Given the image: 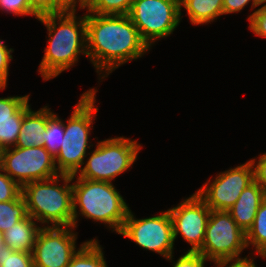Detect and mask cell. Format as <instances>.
Returning <instances> with one entry per match:
<instances>
[{
    "label": "cell",
    "mask_w": 266,
    "mask_h": 267,
    "mask_svg": "<svg viewBox=\"0 0 266 267\" xmlns=\"http://www.w3.org/2000/svg\"><path fill=\"white\" fill-rule=\"evenodd\" d=\"M86 13L87 58L99 80L150 50L128 15Z\"/></svg>",
    "instance_id": "cell-1"
},
{
    "label": "cell",
    "mask_w": 266,
    "mask_h": 267,
    "mask_svg": "<svg viewBox=\"0 0 266 267\" xmlns=\"http://www.w3.org/2000/svg\"><path fill=\"white\" fill-rule=\"evenodd\" d=\"M38 21L47 28L49 38L38 69L44 81L70 69L80 54L87 57L86 14L82 17H77L76 12L46 14Z\"/></svg>",
    "instance_id": "cell-2"
},
{
    "label": "cell",
    "mask_w": 266,
    "mask_h": 267,
    "mask_svg": "<svg viewBox=\"0 0 266 267\" xmlns=\"http://www.w3.org/2000/svg\"><path fill=\"white\" fill-rule=\"evenodd\" d=\"M76 176L72 175L73 227L77 228L78 216L82 215L86 219L108 225L106 227L119 234L130 209L122 195L111 182L88 180L78 176L76 179Z\"/></svg>",
    "instance_id": "cell-3"
},
{
    "label": "cell",
    "mask_w": 266,
    "mask_h": 267,
    "mask_svg": "<svg viewBox=\"0 0 266 267\" xmlns=\"http://www.w3.org/2000/svg\"><path fill=\"white\" fill-rule=\"evenodd\" d=\"M63 181L60 185L59 181ZM72 175L59 174L56 177L33 181L22 186L28 215L45 224L44 227L73 226ZM52 224V225H49Z\"/></svg>",
    "instance_id": "cell-4"
},
{
    "label": "cell",
    "mask_w": 266,
    "mask_h": 267,
    "mask_svg": "<svg viewBox=\"0 0 266 267\" xmlns=\"http://www.w3.org/2000/svg\"><path fill=\"white\" fill-rule=\"evenodd\" d=\"M97 91L95 88H91L84 92L67 123H64L62 145L54 157L56 168L60 174L77 175L88 156L87 150H90L91 146L93 147V144H89V135L98 112V108L95 106Z\"/></svg>",
    "instance_id": "cell-5"
},
{
    "label": "cell",
    "mask_w": 266,
    "mask_h": 267,
    "mask_svg": "<svg viewBox=\"0 0 266 267\" xmlns=\"http://www.w3.org/2000/svg\"><path fill=\"white\" fill-rule=\"evenodd\" d=\"M138 140L126 137L109 138L97 142L84 167L80 168L79 178L111 182L121 173L130 169L142 148Z\"/></svg>",
    "instance_id": "cell-6"
},
{
    "label": "cell",
    "mask_w": 266,
    "mask_h": 267,
    "mask_svg": "<svg viewBox=\"0 0 266 267\" xmlns=\"http://www.w3.org/2000/svg\"><path fill=\"white\" fill-rule=\"evenodd\" d=\"M246 248V233L236 224L230 213L225 210H211L204 242L198 253L213 261L217 267L227 262L248 259L249 255L244 258L240 256Z\"/></svg>",
    "instance_id": "cell-7"
},
{
    "label": "cell",
    "mask_w": 266,
    "mask_h": 267,
    "mask_svg": "<svg viewBox=\"0 0 266 267\" xmlns=\"http://www.w3.org/2000/svg\"><path fill=\"white\" fill-rule=\"evenodd\" d=\"M181 15L180 0H133L128 13L149 48L174 32Z\"/></svg>",
    "instance_id": "cell-8"
},
{
    "label": "cell",
    "mask_w": 266,
    "mask_h": 267,
    "mask_svg": "<svg viewBox=\"0 0 266 267\" xmlns=\"http://www.w3.org/2000/svg\"><path fill=\"white\" fill-rule=\"evenodd\" d=\"M119 234L170 262L174 259L173 224L168 210L153 217L136 219L129 209Z\"/></svg>",
    "instance_id": "cell-9"
},
{
    "label": "cell",
    "mask_w": 266,
    "mask_h": 267,
    "mask_svg": "<svg viewBox=\"0 0 266 267\" xmlns=\"http://www.w3.org/2000/svg\"><path fill=\"white\" fill-rule=\"evenodd\" d=\"M3 171L21 187L29 182L58 176L55 158L44 146L5 148Z\"/></svg>",
    "instance_id": "cell-10"
},
{
    "label": "cell",
    "mask_w": 266,
    "mask_h": 267,
    "mask_svg": "<svg viewBox=\"0 0 266 267\" xmlns=\"http://www.w3.org/2000/svg\"><path fill=\"white\" fill-rule=\"evenodd\" d=\"M211 178L196 192L214 211H227L239 198L242 191L254 181V168L249 160Z\"/></svg>",
    "instance_id": "cell-11"
},
{
    "label": "cell",
    "mask_w": 266,
    "mask_h": 267,
    "mask_svg": "<svg viewBox=\"0 0 266 267\" xmlns=\"http://www.w3.org/2000/svg\"><path fill=\"white\" fill-rule=\"evenodd\" d=\"M168 211L173 224L174 241L181 234L183 240L192 246L187 252H199L211 214L206 202L195 192Z\"/></svg>",
    "instance_id": "cell-12"
},
{
    "label": "cell",
    "mask_w": 266,
    "mask_h": 267,
    "mask_svg": "<svg viewBox=\"0 0 266 267\" xmlns=\"http://www.w3.org/2000/svg\"><path fill=\"white\" fill-rule=\"evenodd\" d=\"M73 230V226H42L32 251L33 266L66 267L79 249L76 247L77 234Z\"/></svg>",
    "instance_id": "cell-13"
},
{
    "label": "cell",
    "mask_w": 266,
    "mask_h": 267,
    "mask_svg": "<svg viewBox=\"0 0 266 267\" xmlns=\"http://www.w3.org/2000/svg\"><path fill=\"white\" fill-rule=\"evenodd\" d=\"M265 198L264 190L254 180L242 191L234 205L227 210L245 233L252 227L257 210Z\"/></svg>",
    "instance_id": "cell-14"
},
{
    "label": "cell",
    "mask_w": 266,
    "mask_h": 267,
    "mask_svg": "<svg viewBox=\"0 0 266 267\" xmlns=\"http://www.w3.org/2000/svg\"><path fill=\"white\" fill-rule=\"evenodd\" d=\"M47 127V106L34 111L29 107L23 116L16 147L30 148L43 146V131Z\"/></svg>",
    "instance_id": "cell-15"
},
{
    "label": "cell",
    "mask_w": 266,
    "mask_h": 267,
    "mask_svg": "<svg viewBox=\"0 0 266 267\" xmlns=\"http://www.w3.org/2000/svg\"><path fill=\"white\" fill-rule=\"evenodd\" d=\"M41 228L42 226L39 227L36 220L28 215L3 232L4 244L13 251L32 253Z\"/></svg>",
    "instance_id": "cell-16"
},
{
    "label": "cell",
    "mask_w": 266,
    "mask_h": 267,
    "mask_svg": "<svg viewBox=\"0 0 266 267\" xmlns=\"http://www.w3.org/2000/svg\"><path fill=\"white\" fill-rule=\"evenodd\" d=\"M182 7L193 25L211 23L223 15V0H180Z\"/></svg>",
    "instance_id": "cell-17"
},
{
    "label": "cell",
    "mask_w": 266,
    "mask_h": 267,
    "mask_svg": "<svg viewBox=\"0 0 266 267\" xmlns=\"http://www.w3.org/2000/svg\"><path fill=\"white\" fill-rule=\"evenodd\" d=\"M102 249L97 239L85 241L66 267H108Z\"/></svg>",
    "instance_id": "cell-18"
},
{
    "label": "cell",
    "mask_w": 266,
    "mask_h": 267,
    "mask_svg": "<svg viewBox=\"0 0 266 267\" xmlns=\"http://www.w3.org/2000/svg\"><path fill=\"white\" fill-rule=\"evenodd\" d=\"M247 247L252 246L258 256L266 255V198L257 210L254 223L246 233Z\"/></svg>",
    "instance_id": "cell-19"
},
{
    "label": "cell",
    "mask_w": 266,
    "mask_h": 267,
    "mask_svg": "<svg viewBox=\"0 0 266 267\" xmlns=\"http://www.w3.org/2000/svg\"><path fill=\"white\" fill-rule=\"evenodd\" d=\"M30 107L29 99L10 118H0V145L15 146L25 111Z\"/></svg>",
    "instance_id": "cell-20"
},
{
    "label": "cell",
    "mask_w": 266,
    "mask_h": 267,
    "mask_svg": "<svg viewBox=\"0 0 266 267\" xmlns=\"http://www.w3.org/2000/svg\"><path fill=\"white\" fill-rule=\"evenodd\" d=\"M44 144L43 146L49 151V153L55 157L62 145V139L64 136V122L59 119L58 115L51 112V109L47 106V127L42 133Z\"/></svg>",
    "instance_id": "cell-21"
},
{
    "label": "cell",
    "mask_w": 266,
    "mask_h": 267,
    "mask_svg": "<svg viewBox=\"0 0 266 267\" xmlns=\"http://www.w3.org/2000/svg\"><path fill=\"white\" fill-rule=\"evenodd\" d=\"M27 216V206L22 193L15 200L0 202V232H5Z\"/></svg>",
    "instance_id": "cell-22"
},
{
    "label": "cell",
    "mask_w": 266,
    "mask_h": 267,
    "mask_svg": "<svg viewBox=\"0 0 266 267\" xmlns=\"http://www.w3.org/2000/svg\"><path fill=\"white\" fill-rule=\"evenodd\" d=\"M132 3L133 0H90L86 10L98 15H128Z\"/></svg>",
    "instance_id": "cell-23"
},
{
    "label": "cell",
    "mask_w": 266,
    "mask_h": 267,
    "mask_svg": "<svg viewBox=\"0 0 266 267\" xmlns=\"http://www.w3.org/2000/svg\"><path fill=\"white\" fill-rule=\"evenodd\" d=\"M0 267H34L32 253L13 251L4 244L0 247Z\"/></svg>",
    "instance_id": "cell-24"
},
{
    "label": "cell",
    "mask_w": 266,
    "mask_h": 267,
    "mask_svg": "<svg viewBox=\"0 0 266 267\" xmlns=\"http://www.w3.org/2000/svg\"><path fill=\"white\" fill-rule=\"evenodd\" d=\"M22 193V187L0 169V202L15 200Z\"/></svg>",
    "instance_id": "cell-25"
},
{
    "label": "cell",
    "mask_w": 266,
    "mask_h": 267,
    "mask_svg": "<svg viewBox=\"0 0 266 267\" xmlns=\"http://www.w3.org/2000/svg\"><path fill=\"white\" fill-rule=\"evenodd\" d=\"M0 10L6 11L20 16H35L38 19L40 16L30 7L28 0H0Z\"/></svg>",
    "instance_id": "cell-26"
},
{
    "label": "cell",
    "mask_w": 266,
    "mask_h": 267,
    "mask_svg": "<svg viewBox=\"0 0 266 267\" xmlns=\"http://www.w3.org/2000/svg\"><path fill=\"white\" fill-rule=\"evenodd\" d=\"M29 98V94L0 98V118H10Z\"/></svg>",
    "instance_id": "cell-27"
},
{
    "label": "cell",
    "mask_w": 266,
    "mask_h": 267,
    "mask_svg": "<svg viewBox=\"0 0 266 267\" xmlns=\"http://www.w3.org/2000/svg\"><path fill=\"white\" fill-rule=\"evenodd\" d=\"M249 29L256 35L262 38H266V4L262 7L254 10L250 16Z\"/></svg>",
    "instance_id": "cell-28"
},
{
    "label": "cell",
    "mask_w": 266,
    "mask_h": 267,
    "mask_svg": "<svg viewBox=\"0 0 266 267\" xmlns=\"http://www.w3.org/2000/svg\"><path fill=\"white\" fill-rule=\"evenodd\" d=\"M13 51L14 49H8V46L0 39V90H4L8 85L9 63L13 59L11 55Z\"/></svg>",
    "instance_id": "cell-29"
},
{
    "label": "cell",
    "mask_w": 266,
    "mask_h": 267,
    "mask_svg": "<svg viewBox=\"0 0 266 267\" xmlns=\"http://www.w3.org/2000/svg\"><path fill=\"white\" fill-rule=\"evenodd\" d=\"M176 262L173 261V267H205L208 261L202 254L198 252H184Z\"/></svg>",
    "instance_id": "cell-30"
},
{
    "label": "cell",
    "mask_w": 266,
    "mask_h": 267,
    "mask_svg": "<svg viewBox=\"0 0 266 267\" xmlns=\"http://www.w3.org/2000/svg\"><path fill=\"white\" fill-rule=\"evenodd\" d=\"M257 159H250L254 168V180L262 187L266 195V153L259 155Z\"/></svg>",
    "instance_id": "cell-31"
},
{
    "label": "cell",
    "mask_w": 266,
    "mask_h": 267,
    "mask_svg": "<svg viewBox=\"0 0 266 267\" xmlns=\"http://www.w3.org/2000/svg\"><path fill=\"white\" fill-rule=\"evenodd\" d=\"M87 5V0H55V13L76 12L77 6L83 10L87 9Z\"/></svg>",
    "instance_id": "cell-32"
},
{
    "label": "cell",
    "mask_w": 266,
    "mask_h": 267,
    "mask_svg": "<svg viewBox=\"0 0 266 267\" xmlns=\"http://www.w3.org/2000/svg\"><path fill=\"white\" fill-rule=\"evenodd\" d=\"M250 1L252 9L259 6L256 0H223V15L240 12Z\"/></svg>",
    "instance_id": "cell-33"
},
{
    "label": "cell",
    "mask_w": 266,
    "mask_h": 267,
    "mask_svg": "<svg viewBox=\"0 0 266 267\" xmlns=\"http://www.w3.org/2000/svg\"><path fill=\"white\" fill-rule=\"evenodd\" d=\"M30 7L39 15L54 14L55 0H28Z\"/></svg>",
    "instance_id": "cell-34"
},
{
    "label": "cell",
    "mask_w": 266,
    "mask_h": 267,
    "mask_svg": "<svg viewBox=\"0 0 266 267\" xmlns=\"http://www.w3.org/2000/svg\"><path fill=\"white\" fill-rule=\"evenodd\" d=\"M254 259L255 258L250 257L249 259L241 261L227 262L217 267H256Z\"/></svg>",
    "instance_id": "cell-35"
},
{
    "label": "cell",
    "mask_w": 266,
    "mask_h": 267,
    "mask_svg": "<svg viewBox=\"0 0 266 267\" xmlns=\"http://www.w3.org/2000/svg\"><path fill=\"white\" fill-rule=\"evenodd\" d=\"M4 151L5 148L0 145V169L3 167Z\"/></svg>",
    "instance_id": "cell-36"
},
{
    "label": "cell",
    "mask_w": 266,
    "mask_h": 267,
    "mask_svg": "<svg viewBox=\"0 0 266 267\" xmlns=\"http://www.w3.org/2000/svg\"><path fill=\"white\" fill-rule=\"evenodd\" d=\"M4 245L3 233L0 232V247Z\"/></svg>",
    "instance_id": "cell-37"
},
{
    "label": "cell",
    "mask_w": 266,
    "mask_h": 267,
    "mask_svg": "<svg viewBox=\"0 0 266 267\" xmlns=\"http://www.w3.org/2000/svg\"><path fill=\"white\" fill-rule=\"evenodd\" d=\"M258 5L264 4L266 3V0H256Z\"/></svg>",
    "instance_id": "cell-38"
}]
</instances>
